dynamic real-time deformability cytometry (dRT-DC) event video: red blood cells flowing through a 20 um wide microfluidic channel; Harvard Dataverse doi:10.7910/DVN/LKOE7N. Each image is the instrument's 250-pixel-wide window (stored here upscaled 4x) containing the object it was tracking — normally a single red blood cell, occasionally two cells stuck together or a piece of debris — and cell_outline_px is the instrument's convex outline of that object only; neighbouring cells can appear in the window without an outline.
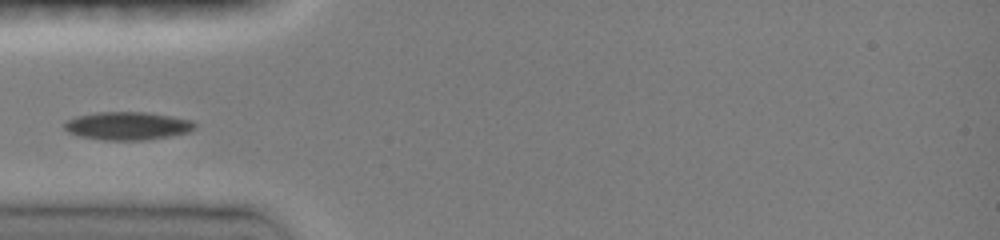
{"species": "common noctule bat (a hibernating species)", "species_latin": "Nyctalus noctula", "temperature_condition": "room temperature", "stored_images_in_passage": 6, "camera_frame_rate_fps": 3000, "um_per_image_px": 0.085, "animal": {"sex": "female", "body_mass_g": 19.0, "forearm_length_mm": 51.5}, "frame": {"image": 1, "passage_image": 3, "time_ms": 1.667, "image_size_px": [1000, 240], "cell_outline_px": [[196, 128], [192, 132], [172, 136], [144, 140], [104, 140], [80, 136], [68, 132], [64, 128], [64, 124], [68, 120], [76, 116], [96, 112], [144, 112], [172, 116], [192, 120], [196, 124]], "centroid_in_image_um": [10.89, 10.7], "position_along_channel_um": 74.1, "area_um2": 21.5}}